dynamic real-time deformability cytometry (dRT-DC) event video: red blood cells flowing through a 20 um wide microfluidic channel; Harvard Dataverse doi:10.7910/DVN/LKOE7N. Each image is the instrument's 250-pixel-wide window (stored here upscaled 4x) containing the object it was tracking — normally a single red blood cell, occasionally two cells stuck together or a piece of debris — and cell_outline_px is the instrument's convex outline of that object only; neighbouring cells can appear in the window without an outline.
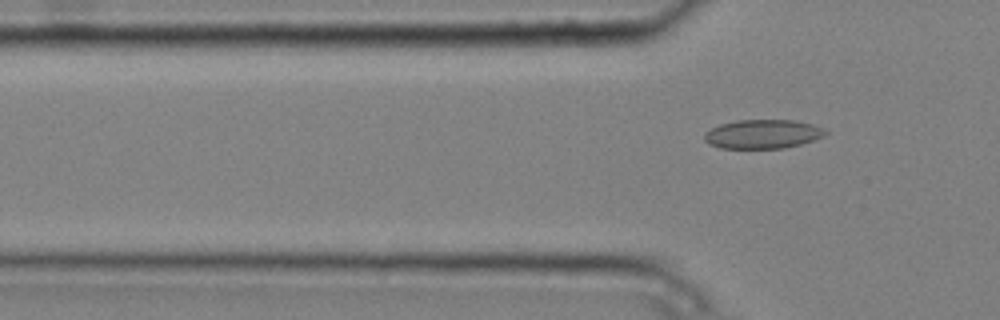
{"species": "common noctule bat (a hibernating species)", "species_latin": "Nyctalus noctula", "temperature_condition": "cold", "stored_images_in_passage": 6, "camera_frame_rate_fps": 3000, "um_per_image_px": 0.085, "animal": {"sex": "male", "body_mass_g": 20.4}, "frame": {"image": 1, "passage_image": 6, "time_ms": 1.667, "image_size_px": [1000, 320], "cell_outline_px": [[828, 132], [824, 136], [800, 144], [784, 148], [720, 148], [708, 144], [704, 140], [704, 132], [720, 124], [736, 120], [792, 120], [812, 124]], "centroid_in_image_um": [64.78, 11.4], "position_along_channel_um": 61.0, "area_um2": 20.35}}